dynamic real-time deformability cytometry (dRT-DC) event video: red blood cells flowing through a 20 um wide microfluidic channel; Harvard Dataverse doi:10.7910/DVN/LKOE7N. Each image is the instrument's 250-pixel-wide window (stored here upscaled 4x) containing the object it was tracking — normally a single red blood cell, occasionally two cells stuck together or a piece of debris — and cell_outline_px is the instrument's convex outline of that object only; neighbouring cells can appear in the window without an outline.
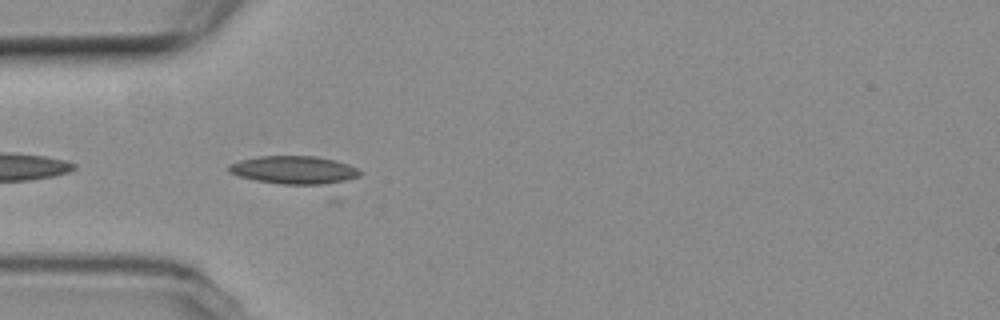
{"species": "common noctule bat (a hibernating species)", "species_latin": "Nyctalus noctula", "temperature_condition": "room temperature", "stored_images_in_passage": 20, "camera_frame_rate_fps": 3000, "um_per_image_px": 0.085, "animal": {"sex": "female", "body_mass_g": 19.3, "forearm_length_mm": 54.1}, "frame": {"image": 1, "passage_image": 15, "time_ms": 4.667, "image_size_px": [1000, 320], "cell_outline_px": [[360, 176], [336, 184], [280, 184], [256, 180], [240, 176], [228, 172], [228, 164], [240, 160], [256, 156], [316, 156], [336, 160], [348, 164], [356, 168], [360, 172]], "centroid_in_image_um": [25.0, 14.44], "position_along_channel_um": 60.0, "area_um2": 21.56}}